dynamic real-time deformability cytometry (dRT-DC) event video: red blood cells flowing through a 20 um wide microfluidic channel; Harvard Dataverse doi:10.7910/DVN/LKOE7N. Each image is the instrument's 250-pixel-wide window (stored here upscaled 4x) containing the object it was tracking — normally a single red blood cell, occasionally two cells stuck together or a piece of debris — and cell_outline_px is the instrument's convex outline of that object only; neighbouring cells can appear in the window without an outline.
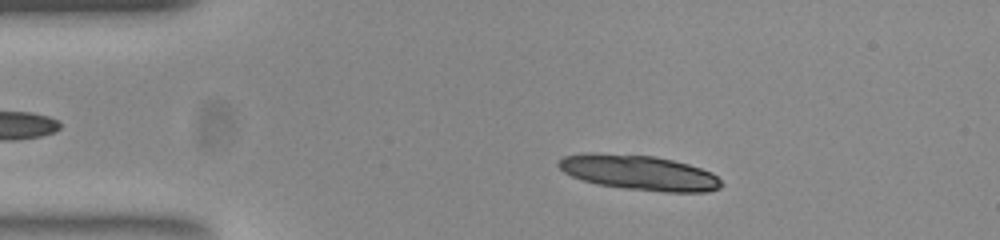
{"species": "common noctule bat (a hibernating species)", "species_latin": "Nyctalus noctula", "temperature_condition": "room temperature", "stored_images_in_passage": 50, "camera_frame_rate_fps": 3000, "um_per_image_px": 0.085, "animal": {"sex": "female", "body_mass_g": 23.0, "forearm_length_mm": 53.4}, "frame": {"image": 1, "passage_image": 8, "time_ms": 2.333, "image_size_px": [1000, 240], "cell_outline_px": [[724, 184], [720, 188], [708, 192], [664, 192], [624, 188], [596, 184], [572, 176], [564, 172], [556, 164], [564, 156], [588, 152], [592, 152], [656, 156], [688, 164], [712, 172]], "centroid_in_image_um": [54.33, 14.67], "position_along_channel_um": 30.7, "area_um2": 33.29}, "authors_computed_cell_mechanics": {"area_um2": 20.7791, "velocity_mm_per_s": 3.8535, "shape_relaxation_time_tau1_ms": 3.8338, "shape_relaxation_time_tau2_ms": null, "deformation_change_tau1": 0.115, "deformation_change_tau2": null}}